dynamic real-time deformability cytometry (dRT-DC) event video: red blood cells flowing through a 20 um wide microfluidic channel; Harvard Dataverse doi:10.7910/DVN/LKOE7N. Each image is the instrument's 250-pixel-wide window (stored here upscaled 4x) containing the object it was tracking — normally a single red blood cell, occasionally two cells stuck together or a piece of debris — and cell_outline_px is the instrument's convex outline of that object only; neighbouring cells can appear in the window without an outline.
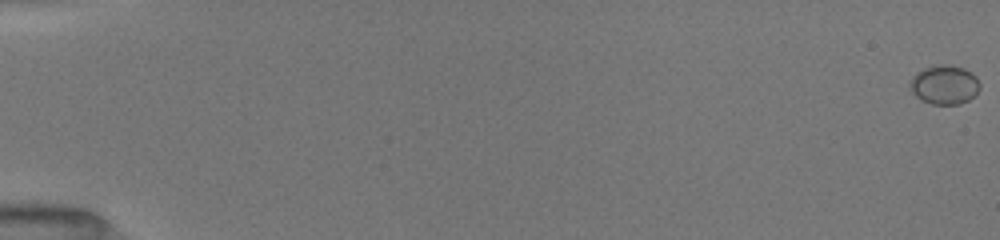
{"species": "common noctule bat (a hibernating species)", "species_latin": "Nyctalus noctula", "temperature_condition": "room temperature", "stored_images_in_passage": 53, "camera_frame_rate_fps": 3000, "um_per_image_px": 0.085, "animal": {"sex": "female", "body_mass_g": 19.5, "forearm_length_mm": 54.1}, "frame": {"image": 1, "passage_image": 1, "time_ms": 0.0, "image_size_px": [1000, 240], "cell_outline_px": [[980, 88], [968, 100], [960, 104], [932, 104], [920, 100], [912, 92], [912, 76], [916, 72], [924, 68], [944, 64], [964, 68], [972, 72], [976, 76], [980, 84]], "centroid_in_image_um": [80.3, 7.2], "position_along_channel_um": 4.7, "area_um2": 15.72}}
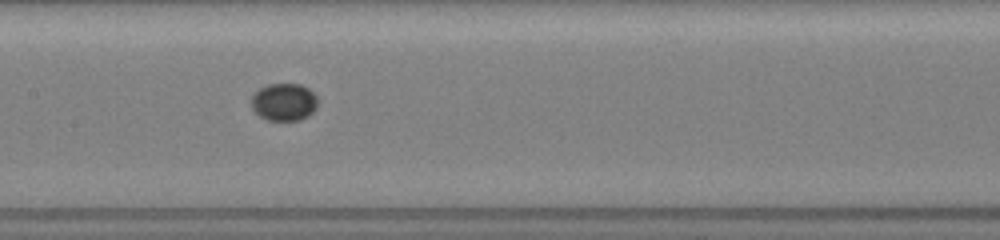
{"frame": {"image": 2, "passage_image": 28, "time_ms": 9.0, "image_size_px": [1000, 240], "cell_outline_px": [[316, 108], [308, 116], [300, 120], [268, 120], [260, 116], [252, 108], [252, 96], [260, 88], [268, 84], [300, 84], [308, 88], [316, 96]], "centroid_in_image_um": [24.14, 8.67], "position_along_channel_um": 183.3, "area_um2": 14.33}}
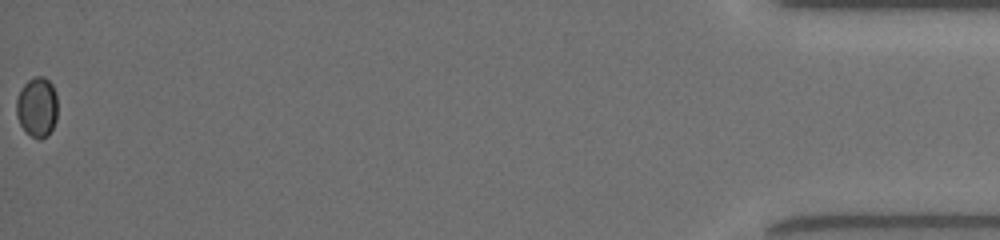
{"frame": {"image": 3, "passage_image": 53, "time_ms": 17.333, "image_size_px": [1000, 240], "cell_outline_px": [[56, 120], [48, 136], [40, 140], [36, 140], [20, 124], [16, 116], [16, 100], [24, 84], [28, 80], [36, 76], [44, 76], [52, 84], [56, 92]], "centroid_in_image_um": [3.15, 9.11], "position_along_channel_um": 432.0, "area_um2": 14.39}}